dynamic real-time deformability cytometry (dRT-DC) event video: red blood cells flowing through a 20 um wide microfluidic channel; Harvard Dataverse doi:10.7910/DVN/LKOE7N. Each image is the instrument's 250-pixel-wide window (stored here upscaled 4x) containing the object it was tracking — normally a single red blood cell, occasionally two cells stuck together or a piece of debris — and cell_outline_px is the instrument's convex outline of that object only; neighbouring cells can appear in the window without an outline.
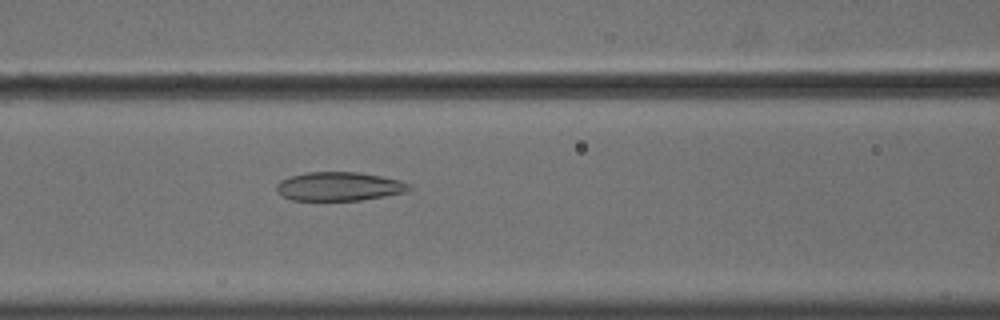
{"species": "common noctule bat (a hibernating species)", "species_latin": "Nyctalus noctula", "temperature_condition": "cold", "stored_images_in_passage": 54, "camera_frame_rate_fps": 3000, "um_per_image_px": 0.085, "animal": {"sex": "male", "body_mass_g": 18.8}, "frame": {"image": 1, "passage_image": 23, "time_ms": 7.333, "image_size_px": [1000, 320], "cell_outline_px": [[412, 188], [404, 192], [384, 196], [360, 200], [292, 200], [276, 192], [276, 184], [280, 180], [288, 176], [304, 172], [360, 172], [400, 180], [412, 184]], "centroid_in_image_um": [28.8, 15.83], "position_along_channel_um": 137.8, "area_um2": 22.37}}
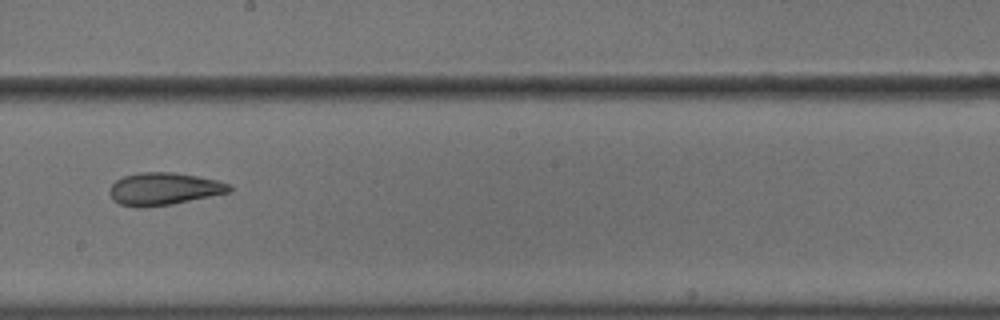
{"frame": {"image": 2, "passage_image": 31, "time_ms": 10.0, "image_size_px": [1000, 320], "cell_outline_px": [[236, 188], [232, 192], [172, 204], [144, 208], [136, 208], [120, 204], [112, 200], [108, 192], [112, 184], [116, 180], [124, 176], [140, 172], [172, 172], [196, 176], [216, 180], [232, 184]], "centroid_in_image_um": [13.95, 16.07], "position_along_channel_um": 234.2, "area_um2": 23.0}}
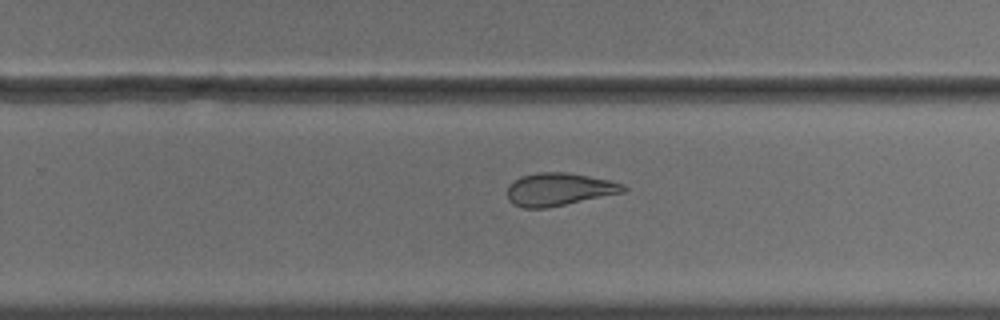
{"frame": {"image": 3, "passage_image": 35, "time_ms": 11.333, "image_size_px": [1000, 320], "cell_outline_px": [[628, 188], [624, 192], [548, 208], [524, 208], [512, 204], [508, 200], [508, 184], [520, 176], [536, 172], [564, 172], [588, 176], [608, 180], [624, 184]], "centroid_in_image_um": [47.48, 16.1], "position_along_channel_um": 282.3, "area_um2": 22.25}, "authors_computed_cell_mechanics": {"area_um2": 26.9348, "velocity_mm_per_s": 3.6149, "shape_relaxation_time_tau1_ms": null, "shape_relaxation_time_tau2_ms": 2.3159, "deformation_change_tau1": null, "deformation_change_tau2": 0.1024}}